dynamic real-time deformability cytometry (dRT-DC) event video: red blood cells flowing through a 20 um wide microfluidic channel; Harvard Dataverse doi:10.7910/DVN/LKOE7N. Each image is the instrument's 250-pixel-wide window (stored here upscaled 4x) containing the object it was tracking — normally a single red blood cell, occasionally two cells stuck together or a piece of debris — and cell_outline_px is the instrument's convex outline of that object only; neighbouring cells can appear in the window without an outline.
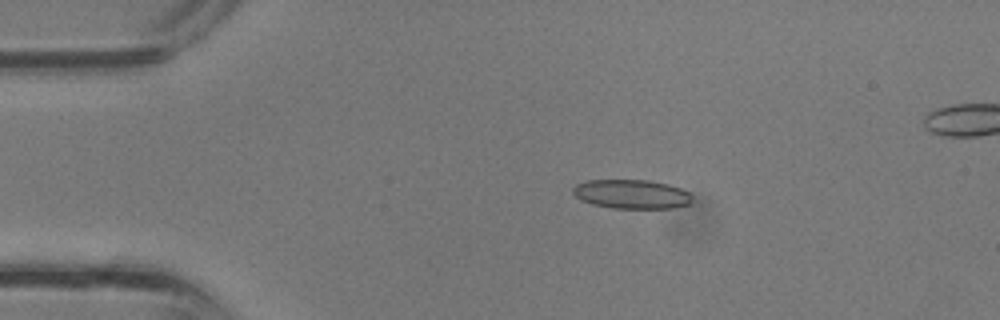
{"species": "common noctule bat (a hibernating species)", "species_latin": "Nyctalus noctula", "temperature_condition": "room temperature", "stored_images_in_passage": 36, "camera_frame_rate_fps": 3000, "um_per_image_px": 0.085, "animal": {"sex": "male", "body_mass_g": 13.3}, "frame": {"image": 1, "passage_image": 7, "time_ms": 2.0, "image_size_px": [1000, 320], "cell_outline_px": [[692, 200], [688, 204], [672, 208], [612, 208], [592, 204], [580, 200], [572, 192], [572, 188], [576, 184], [584, 180], [648, 180], [668, 184], [680, 188], [688, 192], [692, 196]], "centroid_in_image_um": [53.65, 16.49], "position_along_channel_um": 31.4, "area_um2": 20.29}}
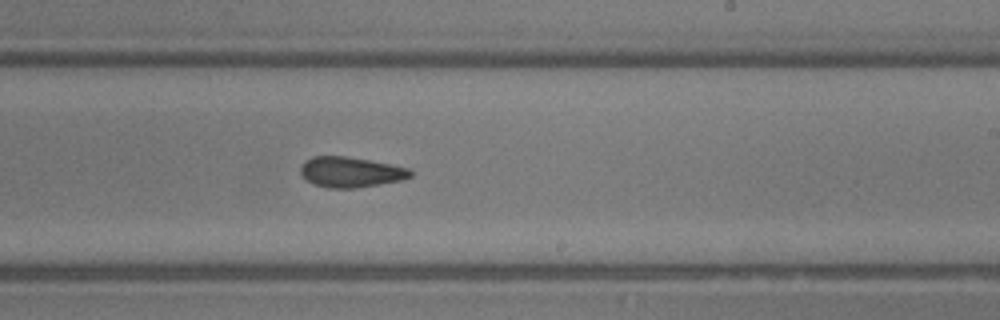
{"frame": {"image": 2, "passage_image": 22, "time_ms": 7.0, "image_size_px": [1000, 320], "cell_outline_px": [[412, 176], [404, 180], [352, 188], [328, 188], [312, 184], [300, 172], [300, 164], [304, 160], [312, 156], [344, 156], [368, 160], [408, 168], [412, 172]], "centroid_in_image_um": [29.76, 14.62], "position_along_channel_um": 259.2, "area_um2": 19.36}}
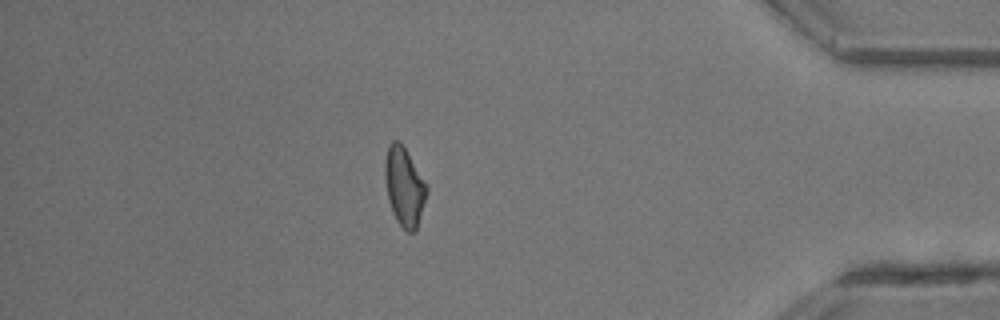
{"frame": {"image": 3, "passage_image": 32, "time_ms": 10.333, "image_size_px": [1000, 320], "cell_outline_px": [[428, 192], [416, 232], [408, 232], [396, 220], [392, 212], [388, 200], [384, 172], [384, 160], [388, 148], [392, 140], [400, 140], [428, 184]], "centroid_in_image_um": [34.38, 15.85], "position_along_channel_um": 400.8, "area_um2": 19.48}}